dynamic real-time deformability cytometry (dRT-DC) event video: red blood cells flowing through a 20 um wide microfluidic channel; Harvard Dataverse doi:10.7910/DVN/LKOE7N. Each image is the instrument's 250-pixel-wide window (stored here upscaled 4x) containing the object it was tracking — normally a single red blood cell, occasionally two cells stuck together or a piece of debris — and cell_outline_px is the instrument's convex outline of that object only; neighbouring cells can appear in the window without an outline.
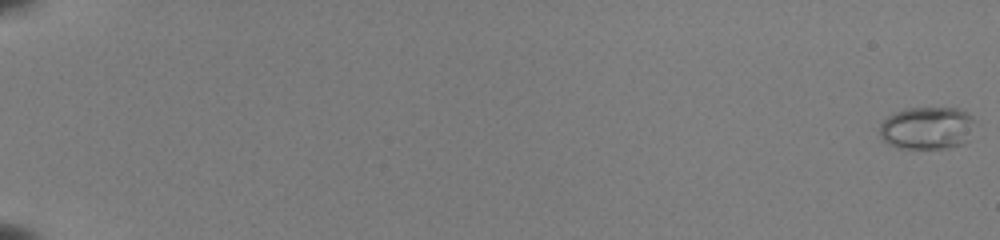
{"species": "common noctule bat (a hibernating species)", "species_latin": "Nyctalus noctula", "temperature_condition": "room temperature", "stored_images_in_passage": 55, "camera_frame_rate_fps": 3000, "um_per_image_px": 0.085, "animal": {"sex": "female", "body_mass_g": 22.0, "forearm_length_mm": 56.7}, "frame": {"image": 1, "passage_image": 1, "time_ms": 0.0, "image_size_px": [1000, 240], "cell_outline_px": [[972, 120], [968, 140], [964, 144], [944, 148], [896, 148], [888, 144], [880, 136], [880, 124], [888, 116], [896, 112], [908, 108], [956, 108], [968, 112], [972, 116]], "centroid_in_image_um": [78.77, 10.89], "position_along_channel_um": 6.2, "area_um2": 23.47}}
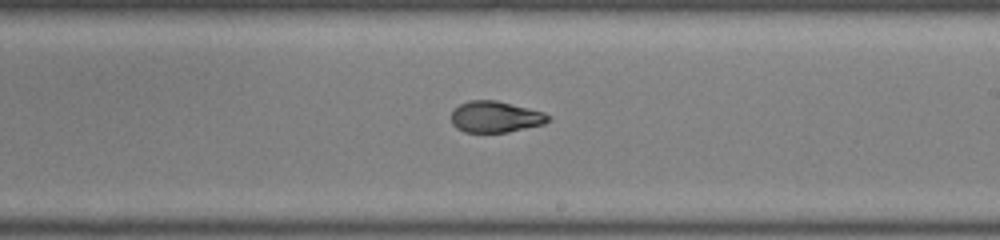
{"frame": {"image": 2, "passage_image": 36, "time_ms": 11.667, "image_size_px": [1000, 240], "cell_outline_px": [[552, 120], [544, 124], [508, 132], [464, 132], [456, 128], [452, 124], [452, 112], [460, 104], [468, 100], [496, 100], [544, 112], [552, 116]], "centroid_in_image_um": [42.14, 9.93], "position_along_channel_um": 246.9, "area_um2": 17.74}}
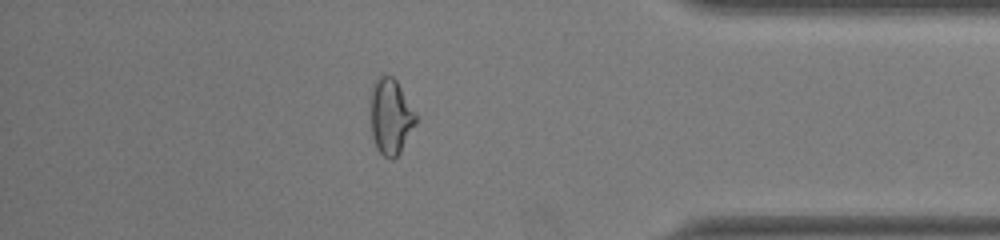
{"frame": {"image": 3, "passage_image": 49, "time_ms": 16.0, "image_size_px": [1000, 240], "cell_outline_px": [[416, 124], [400, 152], [392, 160], [384, 156], [376, 148], [372, 136], [368, 100], [368, 96], [372, 84], [380, 76], [392, 76], [396, 80], [416, 116]], "centroid_in_image_um": [33.14, 9.9], "position_along_channel_um": 402.1, "area_um2": 20.17}, "authors_computed_cell_mechanics": {"area_um2": 19.5364, "velocity_mm_per_s": 3.9885, "shape_relaxation_time_tau1_ms": null, "shape_relaxation_time_tau2_ms": 1.4512, "deformation_change_tau1": null, "deformation_change_tau2": 0.0613}}